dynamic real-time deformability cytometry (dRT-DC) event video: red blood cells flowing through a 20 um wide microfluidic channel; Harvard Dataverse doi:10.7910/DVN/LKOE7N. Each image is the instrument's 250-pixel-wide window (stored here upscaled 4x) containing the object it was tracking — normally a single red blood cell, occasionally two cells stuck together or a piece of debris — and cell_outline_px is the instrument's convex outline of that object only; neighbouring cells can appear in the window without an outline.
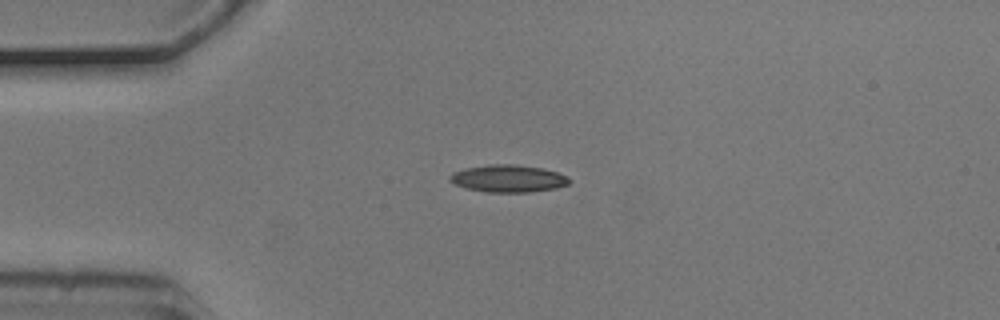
{"species": "common noctule bat (a hibernating species)", "species_latin": "Nyctalus noctula", "temperature_condition": "cold", "stored_images_in_passage": 4, "camera_frame_rate_fps": 3000, "um_per_image_px": 0.085, "animal": {"sex": "male", "body_mass_g": 20.5, "forearm_length_mm": 52.5}, "frame": {"image": 1, "passage_image": 3, "time_ms": 0.667, "image_size_px": [1000, 320], "cell_outline_px": [[572, 180], [568, 184], [556, 188], [532, 192], [484, 192], [468, 188], [456, 184], [448, 180], [448, 176], [452, 172], [464, 168], [488, 164], [512, 164], [544, 168], [568, 176]], "centroid_in_image_um": [43.2, 15.17], "position_along_channel_um": 41.8, "area_um2": 19.19}}